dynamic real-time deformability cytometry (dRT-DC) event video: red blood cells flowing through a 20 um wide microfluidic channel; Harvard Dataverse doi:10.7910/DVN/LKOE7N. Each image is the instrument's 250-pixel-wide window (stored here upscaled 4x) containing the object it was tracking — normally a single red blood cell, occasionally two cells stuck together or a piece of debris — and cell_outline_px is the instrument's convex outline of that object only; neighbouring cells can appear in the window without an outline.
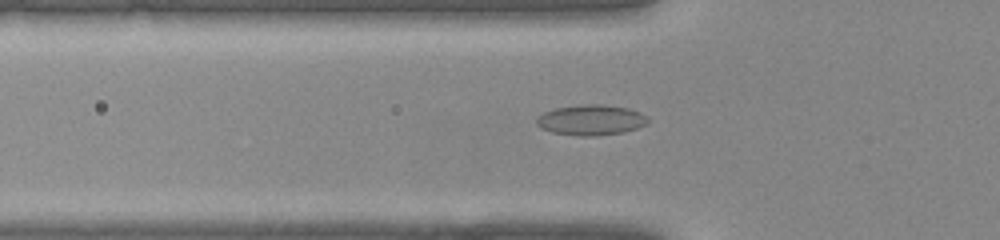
{"species": "common noctule bat (a hibernating species)", "species_latin": "Nyctalus noctula", "temperature_condition": "warm", "stored_images_in_passage": 28, "camera_frame_rate_fps": 3000, "um_per_image_px": 0.085, "animal": {"sex": "female", "body_mass_g": 22.0, "forearm_length_mm": 56.7}, "frame": {"image": 1, "passage_image": 2, "time_ms": 0.333, "image_size_px": [1000, 240], "cell_outline_px": [[648, 124], [624, 132], [596, 136], [580, 136], [552, 132], [540, 128], [536, 124], [536, 116], [544, 112], [556, 108], [584, 104], [600, 104], [628, 108], [640, 112], [648, 116]], "centroid_in_image_um": [50.23, 10.2], "position_along_channel_um": 75.6, "area_um2": 19.88}}
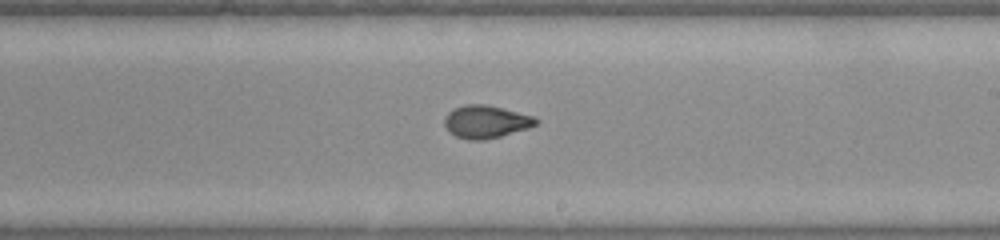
{"frame": {"image": 2, "passage_image": 12, "time_ms": 3.667, "image_size_px": [1000, 240], "cell_outline_px": [[540, 124], [528, 128], [500, 136], [484, 140], [468, 140], [456, 136], [444, 124], [444, 120], [448, 112], [464, 104], [484, 104], [536, 116], [540, 120]], "centroid_in_image_um": [41.36, 10.34], "position_along_channel_um": 247.6, "area_um2": 17.4}}
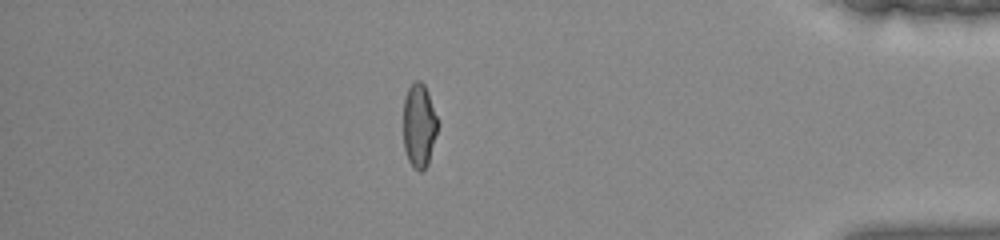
{"frame": {"image": 3, "passage_image": 23, "time_ms": 7.333, "image_size_px": [1000, 240], "cell_outline_px": [[440, 124], [428, 164], [420, 172], [408, 160], [404, 148], [404, 100], [408, 88], [416, 80], [420, 80], [424, 84], [428, 92], [440, 120]], "centroid_in_image_um": [35.67, 10.64], "position_along_channel_um": 399.5, "area_um2": 17.05}}